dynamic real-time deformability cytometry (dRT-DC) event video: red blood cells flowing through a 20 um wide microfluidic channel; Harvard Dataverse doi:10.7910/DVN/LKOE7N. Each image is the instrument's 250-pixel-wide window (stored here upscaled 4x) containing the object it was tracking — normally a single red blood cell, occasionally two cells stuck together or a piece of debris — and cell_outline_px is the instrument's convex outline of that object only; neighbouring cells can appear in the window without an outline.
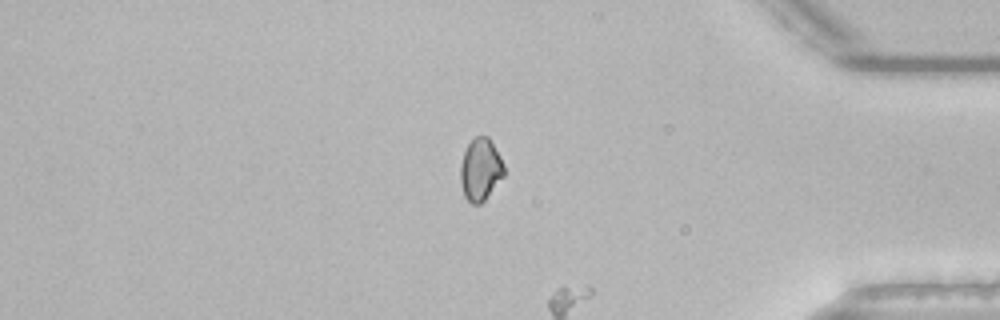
{"species": "common noctule bat (a hibernating species)", "species_latin": "Nyctalus noctula", "temperature_condition": "room temperature", "stored_images_in_passage": 39, "camera_frame_rate_fps": 3000, "um_per_image_px": 0.085, "animal": {"sex": "male", "body_mass_g": 21.5, "forearm_length_mm": 52.0}, "frame": {"image": 1, "passage_image": 31, "time_ms": 10.0, "image_size_px": [1000, 320], "cell_outline_px": [[504, 176], [484, 200], [480, 204], [472, 204], [464, 196], [460, 184], [460, 164], [464, 152], [468, 144], [476, 136], [488, 136], [500, 156], [504, 164]], "centroid_in_image_um": [40.83, 14.42], "position_along_channel_um": 394.4, "area_um2": 15.84}}
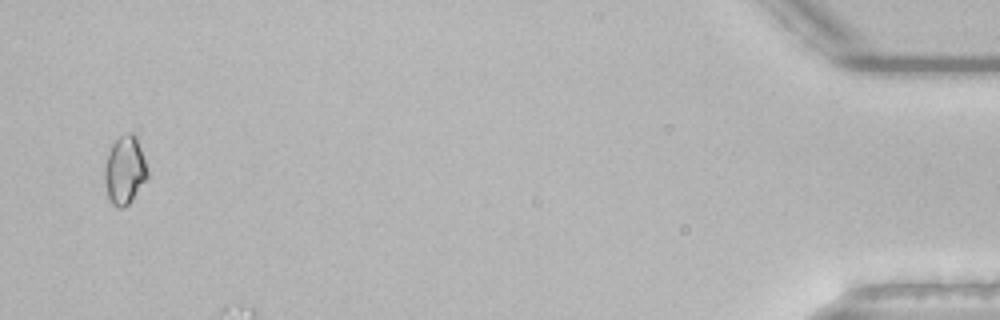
{"frame": {"image": 2, "passage_image": 38, "time_ms": 12.333, "image_size_px": [1000, 320], "cell_outline_px": [[148, 176], [132, 200], [124, 208], [116, 208], [112, 204], [108, 196], [104, 184], [104, 164], [112, 144], [124, 132], [132, 132], [136, 136], [148, 172]], "centroid_in_image_um": [10.57, 14.48], "position_along_channel_um": 424.6, "area_um2": 17.05}}